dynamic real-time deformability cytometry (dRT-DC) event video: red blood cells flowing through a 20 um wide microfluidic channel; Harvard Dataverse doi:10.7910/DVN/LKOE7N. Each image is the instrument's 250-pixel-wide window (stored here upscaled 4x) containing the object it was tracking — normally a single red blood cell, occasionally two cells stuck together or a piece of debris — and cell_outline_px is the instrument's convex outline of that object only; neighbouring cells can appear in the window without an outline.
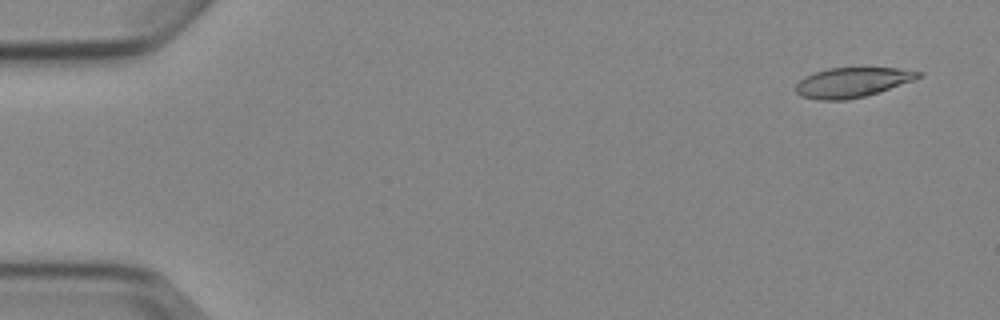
{"species": "Egyptian fruit bat (a non-hibernating species)", "species_latin": "Rousettus aegyptiacus", "temperature_condition": "cold", "stored_images_in_passage": 4, "camera_frame_rate_fps": 3000, "um_per_image_px": 0.085, "animal": {"sex": "female"}, "frame": {"image": 1, "passage_image": 1, "time_ms": 0.0, "image_size_px": [1000, 320], "cell_outline_px": [[924, 72], [920, 76], [912, 80], [864, 96], [848, 100], [816, 100], [800, 96], [792, 88], [804, 76], [828, 68], [900, 68]], "centroid_in_image_um": [72.36, 7.0], "position_along_channel_um": 12.6, "area_um2": 21.15}}